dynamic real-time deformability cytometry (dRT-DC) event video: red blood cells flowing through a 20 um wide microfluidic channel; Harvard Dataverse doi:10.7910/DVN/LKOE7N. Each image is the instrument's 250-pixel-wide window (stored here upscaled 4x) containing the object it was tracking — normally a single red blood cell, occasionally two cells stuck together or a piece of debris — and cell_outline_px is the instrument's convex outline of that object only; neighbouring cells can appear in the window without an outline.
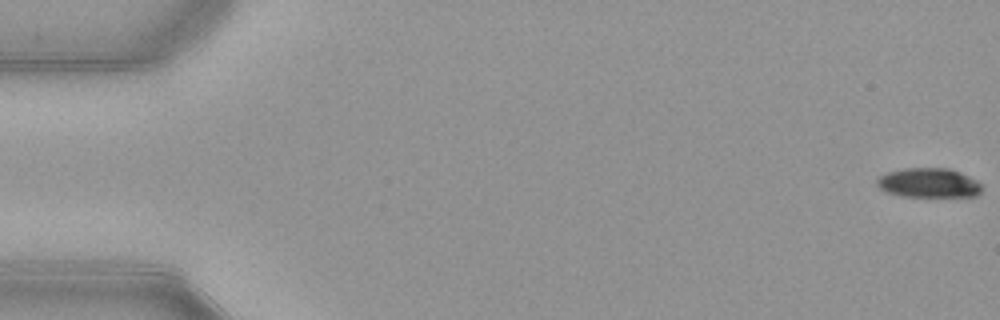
{"species": "common noctule bat (a hibernating species)", "species_latin": "Nyctalus noctula", "temperature_condition": "warm", "stored_images_in_passage": 53, "camera_frame_rate_fps": 3000, "um_per_image_px": 0.085, "animal": {"sex": "female", "body_mass_g": 21.9}, "frame": {"image": 1, "passage_image": 1, "time_ms": 0.0, "image_size_px": [1000, 320], "cell_outline_px": [[980, 192], [976, 196], [900, 196], [888, 192], [880, 188], [876, 184], [876, 180], [880, 176], [888, 172], [904, 168], [948, 168], [960, 172], [976, 180], [980, 184]], "centroid_in_image_um": [78.92, 15.54], "position_along_channel_um": 6.1, "area_um2": 17.8}}
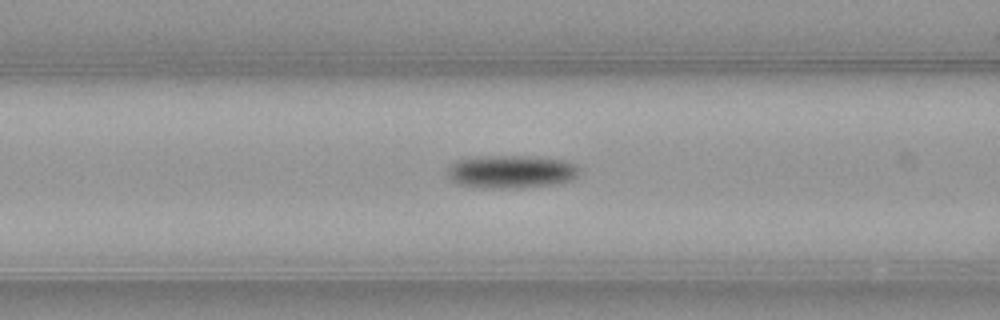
{"frame": {"image": 2, "passage_image": 22, "time_ms": 7.0, "image_size_px": [1000, 320], "cell_outline_px": [[580, 172], [572, 180], [556, 184], [520, 188], [488, 188], [460, 184], [452, 180], [448, 176], [448, 168], [456, 160], [472, 156], [544, 156], [568, 160], [576, 164], [580, 168]], "centroid_in_image_um": [43.52, 14.57], "position_along_channel_um": 123.1, "area_um2": 25.89}}
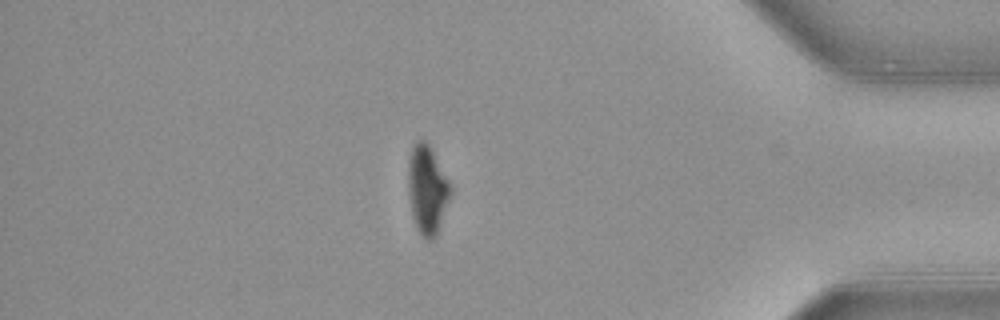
{"frame": {"image": 3, "passage_image": 46, "time_ms": 15.0, "image_size_px": [1000, 320], "cell_outline_px": [[452, 192], [436, 236], [432, 240], [428, 240], [420, 232], [412, 216], [408, 192], [408, 160], [412, 144], [416, 140], [424, 140], [428, 144], [448, 180], [452, 188]], "centroid_in_image_um": [36.3, 16.09], "position_along_channel_um": 398.9, "area_um2": 21.62}, "authors_computed_cell_mechanics": {"area_um2": 22.1952, "velocity_mm_per_s": 3.9215, "shape_relaxation_time_tau1_ms": 2.6567, "shape_relaxation_time_tau2_ms": null, "deformation_change_tau1": 0.1136, "deformation_change_tau2": null}}